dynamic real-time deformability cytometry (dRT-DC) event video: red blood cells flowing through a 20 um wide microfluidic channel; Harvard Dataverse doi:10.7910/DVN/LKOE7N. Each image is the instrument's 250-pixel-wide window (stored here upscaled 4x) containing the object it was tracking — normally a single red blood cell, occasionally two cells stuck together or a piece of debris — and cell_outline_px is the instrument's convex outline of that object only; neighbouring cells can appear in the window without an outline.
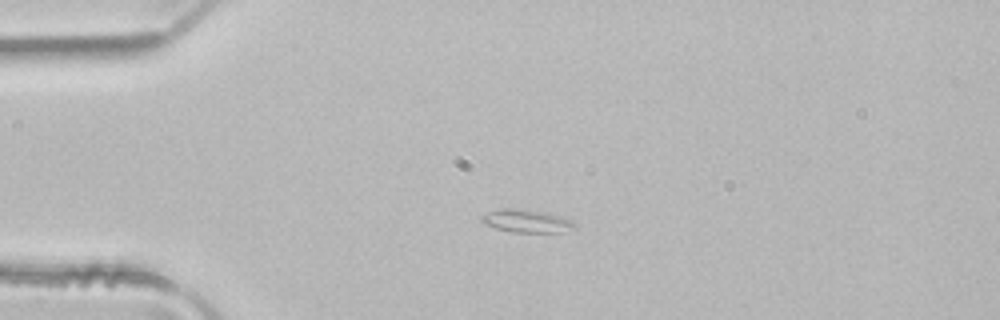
{"species": "common noctule bat (a hibernating species)", "species_latin": "Nyctalus noctula", "temperature_condition": "room temperature", "stored_images_in_passage": 3, "camera_frame_rate_fps": 3000, "um_per_image_px": 0.085, "animal": {"sex": "male", "body_mass_g": 21.5, "forearm_length_mm": 52.0}, "frame": {"image": 1, "passage_image": 1, "time_ms": 0.0, "image_size_px": [1000, 320], "cell_outline_px": [[576, 228], [560, 232], [512, 232], [496, 228], [484, 224], [480, 220], [480, 216], [488, 212], [500, 208], [516, 208], [548, 212], [572, 220], [576, 224]], "centroid_in_image_um": [44.75, 18.77], "position_along_channel_um": 40.2, "area_um2": 12.6}}